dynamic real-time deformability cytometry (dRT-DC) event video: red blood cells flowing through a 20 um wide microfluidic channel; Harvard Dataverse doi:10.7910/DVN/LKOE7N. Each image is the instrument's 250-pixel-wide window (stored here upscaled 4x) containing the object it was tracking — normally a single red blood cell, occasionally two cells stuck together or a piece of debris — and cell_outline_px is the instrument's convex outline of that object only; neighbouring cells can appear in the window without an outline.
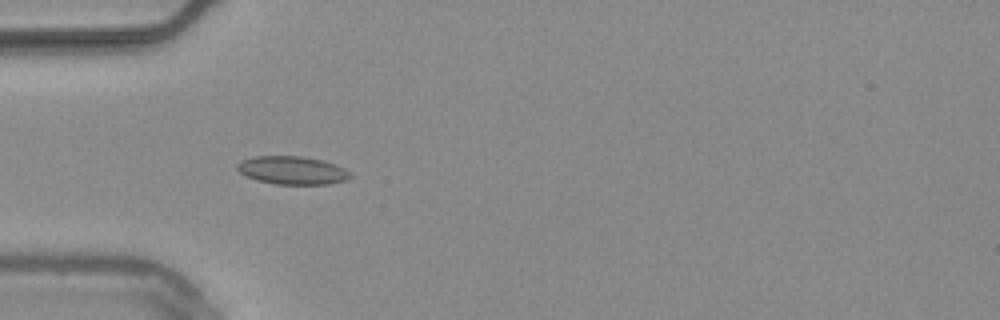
{"species": "common noctule bat (a hibernating species)", "species_latin": "Nyctalus noctula", "temperature_condition": "warm", "stored_images_in_passage": 38, "camera_frame_rate_fps": 3000, "um_per_image_px": 0.085, "animal": {"sex": "male", "body_mass_g": 20.4}, "frame": {"image": 1, "passage_image": 1, "time_ms": 0.0, "image_size_px": [1000, 320], "cell_outline_px": [[352, 176], [348, 180], [328, 184], [276, 184], [256, 180], [240, 172], [236, 168], [236, 164], [240, 160], [252, 156], [300, 156], [324, 160], [344, 168], [352, 172]], "centroid_in_image_um": [24.86, 14.47], "position_along_channel_um": 60.1, "area_um2": 18.73}}
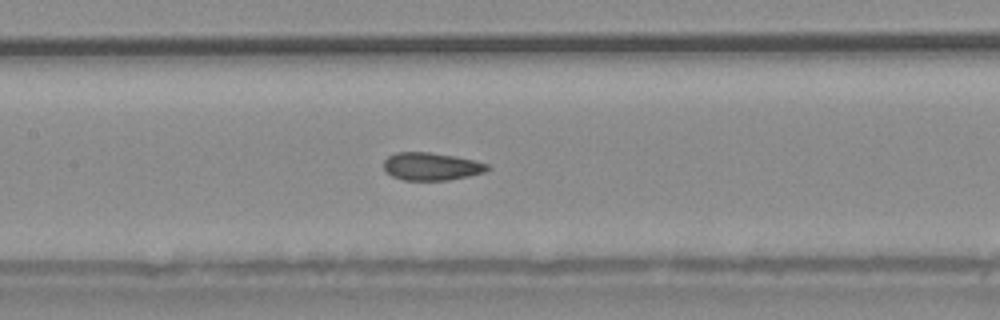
{"frame": {"image": 2, "passage_image": 10, "time_ms": 3.0, "image_size_px": [1000, 320], "cell_outline_px": [[492, 168], [484, 172], [468, 176], [448, 180], [404, 180], [392, 176], [384, 168], [384, 160], [388, 156], [396, 152], [428, 152], [456, 156], [488, 164]], "centroid_in_image_um": [36.67, 14.14], "position_along_channel_um": 170.7, "area_um2": 16.7}}
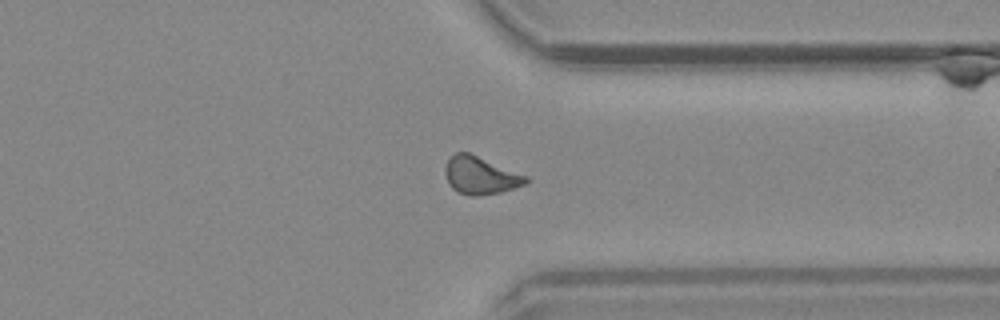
{"frame": {"image": 3, "passage_image": 26, "time_ms": 8.333, "image_size_px": [1000, 320], "cell_outline_px": [[528, 180], [524, 184], [500, 192], [472, 196], [468, 196], [456, 192], [448, 184], [444, 172], [444, 168], [448, 160], [456, 152], [468, 152], [528, 176]], "centroid_in_image_um": [40.79, 14.91], "position_along_channel_um": 370.6, "area_um2": 17.57}, "authors_computed_cell_mechanics": {"area_um2": 17.051, "velocity_mm_per_s": 3.7631, "shape_relaxation_time_tau1_ms": null, "shape_relaxation_time_tau2_ms": 1.9028, "deformation_change_tau1": null, "deformation_change_tau2": 0.0661}}